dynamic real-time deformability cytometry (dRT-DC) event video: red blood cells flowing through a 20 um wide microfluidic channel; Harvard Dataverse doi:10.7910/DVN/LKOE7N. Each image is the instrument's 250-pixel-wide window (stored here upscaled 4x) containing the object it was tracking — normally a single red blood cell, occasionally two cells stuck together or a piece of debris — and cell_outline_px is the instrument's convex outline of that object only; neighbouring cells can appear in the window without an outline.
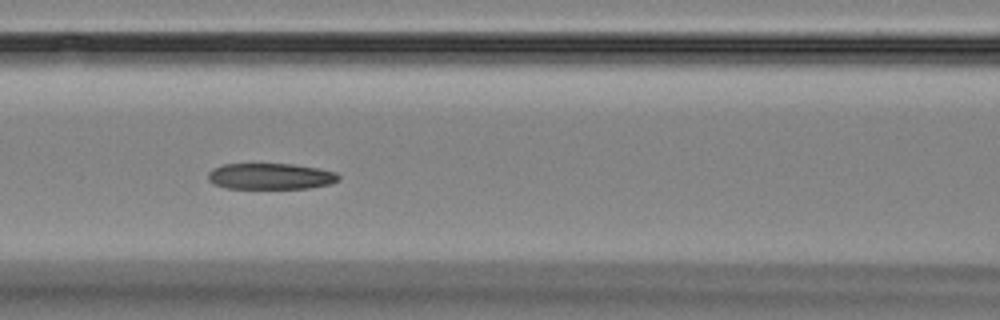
{"species": "Egyptian fruit bat (a non-hibernating species)", "species_latin": "Rousettus aegyptiacus", "temperature_condition": "room temperature", "stored_images_in_passage": 8, "camera_frame_rate_fps": 3000, "um_per_image_px": 0.085, "animal": {"sex": "female"}, "frame": {"image": 1, "passage_image": 8, "time_ms": 7.667, "image_size_px": [1000, 320], "cell_outline_px": [[340, 180], [332, 184], [308, 188], [224, 188], [208, 180], [208, 172], [212, 168], [224, 164], [292, 164], [320, 168], [336, 172], [340, 176]], "centroid_in_image_um": [23.03, 14.98], "position_along_channel_um": 143.6, "area_um2": 20.0}}